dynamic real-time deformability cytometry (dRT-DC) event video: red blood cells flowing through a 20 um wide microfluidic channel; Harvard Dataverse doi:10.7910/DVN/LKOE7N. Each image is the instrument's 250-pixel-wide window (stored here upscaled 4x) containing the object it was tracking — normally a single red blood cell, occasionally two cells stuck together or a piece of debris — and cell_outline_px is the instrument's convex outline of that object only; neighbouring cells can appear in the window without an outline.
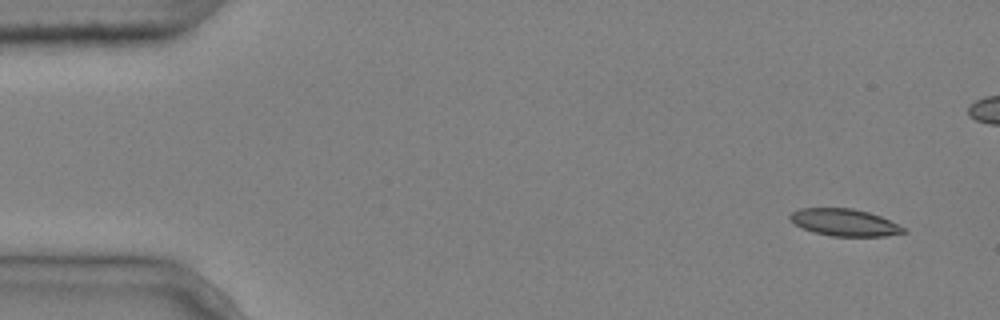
{"species": "common noctule bat (a hibernating species)", "species_latin": "Nyctalus noctula", "temperature_condition": "cold", "stored_images_in_passage": 3, "camera_frame_rate_fps": 3000, "um_per_image_px": 0.085, "animal": {"sex": "male", "body_mass_g": 20.4}, "frame": {"image": 1, "passage_image": 1, "time_ms": 0.0, "image_size_px": [1000, 320], "cell_outline_px": [[908, 232], [884, 236], [832, 236], [812, 232], [796, 224], [788, 216], [792, 212], [800, 208], [852, 208], [868, 212], [880, 216], [904, 228]], "centroid_in_image_um": [71.77, 18.91], "position_along_channel_um": 13.2, "area_um2": 17.69}}